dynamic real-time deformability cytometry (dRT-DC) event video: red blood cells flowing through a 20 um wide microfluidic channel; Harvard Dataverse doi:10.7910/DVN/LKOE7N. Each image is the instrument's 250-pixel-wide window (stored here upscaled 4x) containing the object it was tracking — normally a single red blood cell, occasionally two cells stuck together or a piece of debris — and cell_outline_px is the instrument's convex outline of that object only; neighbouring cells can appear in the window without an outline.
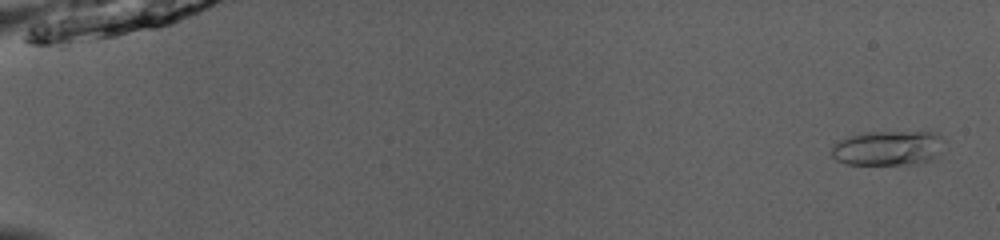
{"species": "common noctule bat (a hibernating species)", "species_latin": "Nyctalus noctula", "temperature_condition": "room temperature", "stored_images_in_passage": 51, "camera_frame_rate_fps": 3000, "um_per_image_px": 0.085, "animal": {"sex": "male", "body_mass_g": 13.0, "forearm_length_mm": 53.1}, "frame": {"image": 1, "passage_image": 2, "time_ms": 0.333, "image_size_px": [1000, 240], "cell_outline_px": [[948, 140], [936, 156], [932, 160], [916, 164], [848, 164], [836, 160], [832, 156], [832, 148], [840, 140], [848, 136], [864, 132], [936, 132]], "centroid_in_image_um": [75.55, 12.58], "position_along_channel_um": 9.5, "area_um2": 23.06}}
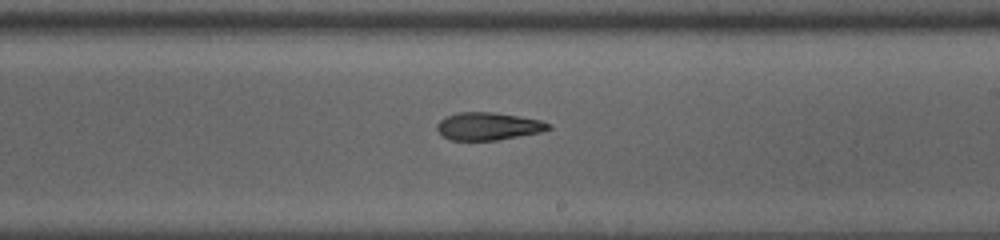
{"frame": {"image": 2, "passage_image": 32, "time_ms": 10.333, "image_size_px": [1000, 240], "cell_outline_px": [[552, 128], [540, 132], [496, 140], [452, 140], [444, 136], [436, 128], [436, 124], [440, 120], [448, 116], [460, 112], [492, 112], [540, 120], [552, 124]], "centroid_in_image_um": [41.51, 10.73], "position_along_channel_um": 247.5, "area_um2": 17.69}}
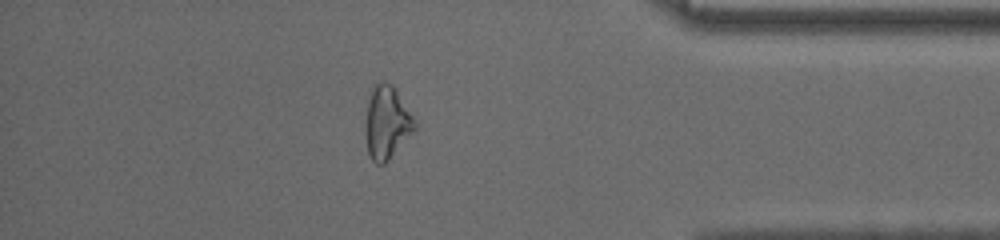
{"frame": {"image": 3, "passage_image": 45, "time_ms": 14.667, "image_size_px": [1000, 240], "cell_outline_px": [[416, 128], [388, 160], [384, 164], [376, 164], [372, 160], [368, 152], [368, 100], [372, 88], [380, 80], [384, 80], [392, 84], [396, 88], [412, 116], [416, 124]], "centroid_in_image_um": [32.91, 10.37], "position_along_channel_um": 402.3, "area_um2": 20.11}, "authors_computed_cell_mechanics": {"area_um2": 19.4786, "velocity_mm_per_s": 4.0671, "shape_relaxation_time_tau1_ms": 6.4045, "shape_relaxation_time_tau2_ms": 2.7089, "deformation_change_tau1": 0.1704, "deformation_change_tau2": 0.1118}}